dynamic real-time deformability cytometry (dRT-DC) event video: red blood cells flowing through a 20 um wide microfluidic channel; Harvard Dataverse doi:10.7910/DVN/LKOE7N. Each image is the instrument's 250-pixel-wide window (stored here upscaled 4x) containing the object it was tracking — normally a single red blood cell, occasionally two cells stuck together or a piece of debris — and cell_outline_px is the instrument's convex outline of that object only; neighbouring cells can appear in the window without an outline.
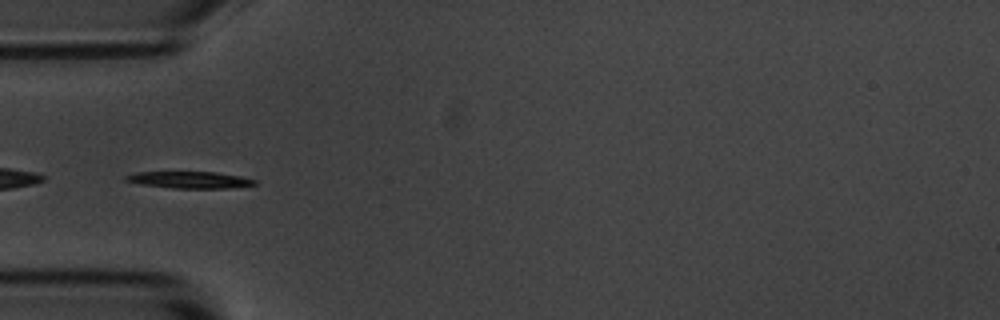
{"species": "common noctule bat (a hibernating species)", "species_latin": "Nyctalus noctula", "temperature_condition": "room temperature", "stored_images_in_passage": 6, "camera_frame_rate_fps": 3000, "um_per_image_px": 0.085, "animal": {"sex": "male", "body_mass_g": 20.1, "forearm_length_mm": 53.5}, "frame": {"image": 1, "passage_image": 4, "time_ms": 3.667, "image_size_px": [1000, 320], "cell_outline_px": [[256, 184], [228, 188], [172, 188], [140, 184], [124, 180], [124, 176], [136, 172], [216, 172], [240, 176], [256, 180]], "centroid_in_image_um": [16.09, 15.28], "position_along_channel_um": 68.9, "area_um2": 12.48}}
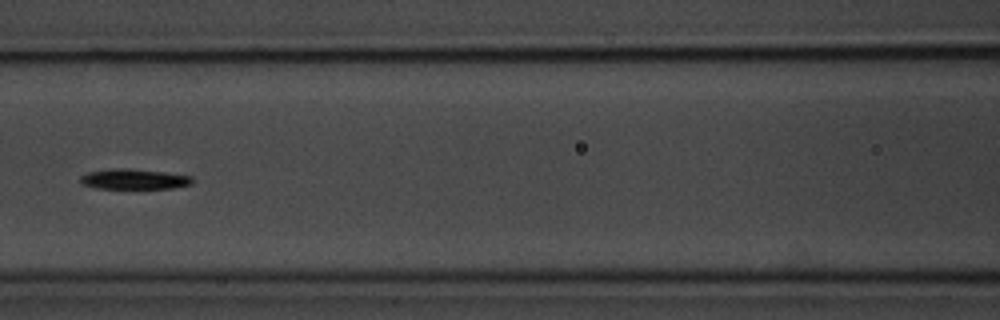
{"frame": {"image": 2, "passage_image": 6, "time_ms": 6.0, "image_size_px": [1000, 320], "cell_outline_px": [[192, 184], [172, 188], [96, 188], [80, 184], [80, 176], [88, 172], [112, 168], [128, 168], [164, 172], [192, 176]], "centroid_in_image_um": [11.36, 15.22], "position_along_channel_um": 155.2, "area_um2": 13.24}}